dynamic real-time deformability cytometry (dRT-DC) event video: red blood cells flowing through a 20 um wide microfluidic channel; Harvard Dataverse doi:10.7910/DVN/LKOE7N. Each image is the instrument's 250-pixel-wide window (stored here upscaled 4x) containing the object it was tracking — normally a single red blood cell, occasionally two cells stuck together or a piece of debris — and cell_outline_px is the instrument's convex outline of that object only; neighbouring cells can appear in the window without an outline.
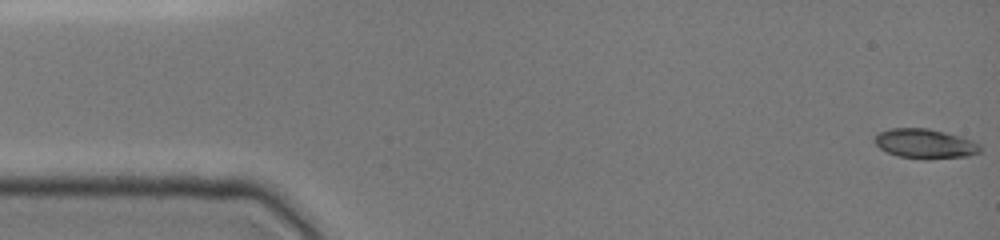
{"species": "common noctule bat (a hibernating species)", "species_latin": "Nyctalus noctula", "temperature_condition": "cold", "stored_images_in_passage": 16, "camera_frame_rate_fps": 3000, "um_per_image_px": 0.085, "animal": {"sex": "female", "body_mass_g": 19.0, "forearm_length_mm": 51.5}, "frame": {"image": 1, "passage_image": 1, "time_ms": 0.0, "image_size_px": [1000, 240], "cell_outline_px": [[980, 152], [968, 156], [900, 156], [888, 152], [880, 148], [872, 140], [880, 132], [888, 128], [928, 128], [960, 136], [972, 140], [980, 144]], "centroid_in_image_um": [78.6, 12.15], "position_along_channel_um": 6.4, "area_um2": 17.28}}
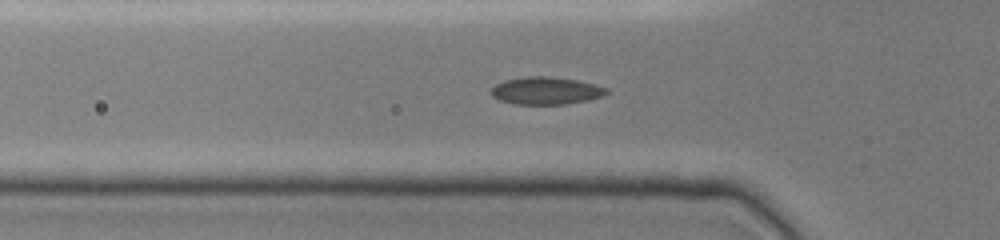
{"frame": {"image": 2, "passage_image": 16, "time_ms": 5.0, "image_size_px": [1000, 240], "cell_outline_px": [[608, 92], [600, 96], [588, 100], [568, 104], [512, 104], [500, 100], [492, 96], [492, 88], [496, 84], [504, 80], [528, 76], [548, 76], [576, 80], [608, 88]], "centroid_in_image_um": [46.38, 7.71], "position_along_channel_um": 79.4, "area_um2": 18.32}}